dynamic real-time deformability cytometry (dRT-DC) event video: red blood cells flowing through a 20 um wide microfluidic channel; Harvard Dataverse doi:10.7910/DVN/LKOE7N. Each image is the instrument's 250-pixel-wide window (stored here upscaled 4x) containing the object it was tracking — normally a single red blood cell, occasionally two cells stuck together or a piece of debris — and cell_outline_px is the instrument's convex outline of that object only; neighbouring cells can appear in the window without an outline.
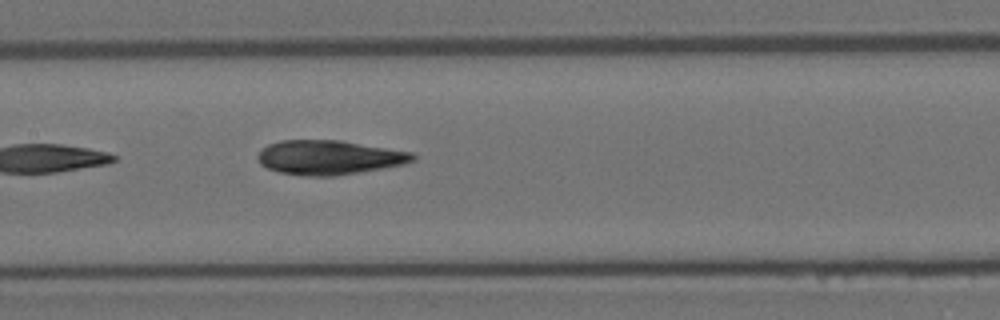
{"species": "Egyptian fruit bat (a non-hibernating species)", "species_latin": "Rousettus aegyptiacus", "temperature_condition": "room temperature", "stored_images_in_passage": 6, "camera_frame_rate_fps": 3000, "um_per_image_px": 0.085, "animal": {"sex": "female"}, "frame": {"image": 1, "passage_image": 6, "time_ms": 1.667, "image_size_px": [1000, 320], "cell_outline_px": [[416, 160], [404, 164], [384, 168], [336, 176], [304, 176], [280, 172], [268, 168], [260, 164], [256, 156], [268, 144], [280, 140], [340, 140], [412, 152], [416, 156]], "centroid_in_image_um": [27.99, 13.38], "position_along_channel_um": 179.4, "area_um2": 31.1}}